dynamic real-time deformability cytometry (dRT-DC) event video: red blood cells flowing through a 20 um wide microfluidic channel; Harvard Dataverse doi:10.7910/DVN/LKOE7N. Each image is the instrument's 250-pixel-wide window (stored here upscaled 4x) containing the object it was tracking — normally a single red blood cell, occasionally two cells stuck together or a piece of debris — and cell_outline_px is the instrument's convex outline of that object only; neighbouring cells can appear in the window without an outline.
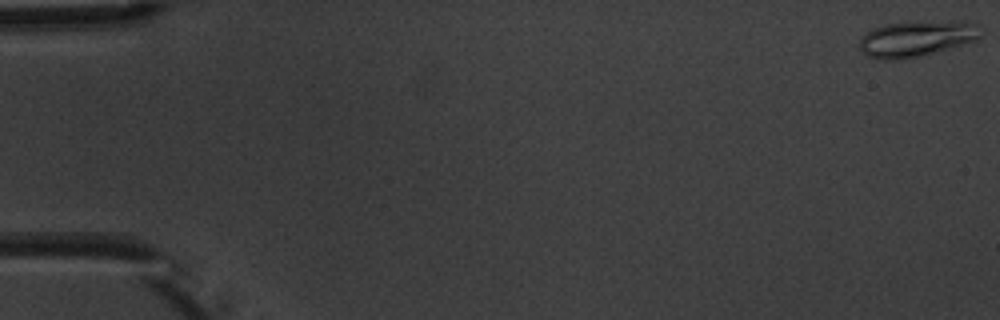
{"species": "common noctule bat (a hibernating species)", "species_latin": "Nyctalus noctula", "temperature_condition": "warm", "stored_images_in_passage": 4, "camera_frame_rate_fps": 3000, "um_per_image_px": 0.085, "animal": {"sex": "male", "body_mass_g": 20.1, "forearm_length_mm": 53.5}, "frame": {"image": 1, "passage_image": 4, "time_ms": 4.0, "image_size_px": [1000, 320], "cell_outline_px": [[984, 28], [980, 36], [976, 40], [920, 56], [904, 60], [884, 60], [868, 56], [860, 52], [860, 40], [872, 28], [884, 24], [980, 24]], "centroid_in_image_um": [77.83, 3.36], "position_along_channel_um": 7.2, "area_um2": 24.04}}